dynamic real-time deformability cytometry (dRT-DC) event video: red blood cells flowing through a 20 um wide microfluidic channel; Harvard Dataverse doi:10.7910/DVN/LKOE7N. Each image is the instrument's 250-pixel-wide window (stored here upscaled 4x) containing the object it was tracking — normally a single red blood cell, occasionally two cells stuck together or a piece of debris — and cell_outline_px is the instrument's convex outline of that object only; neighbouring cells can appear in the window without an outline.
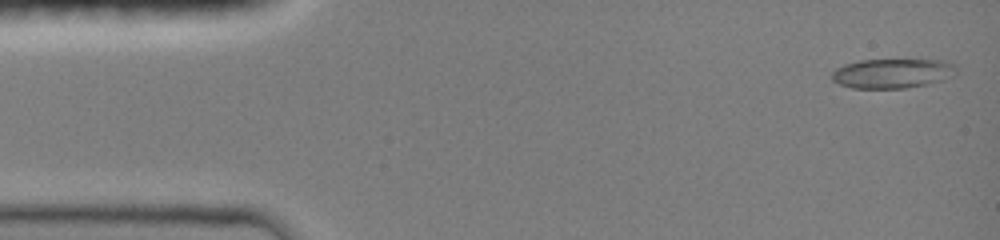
{"species": "common noctule bat (a hibernating species)", "species_latin": "Nyctalus noctula", "temperature_condition": "room temperature", "stored_images_in_passage": 46, "camera_frame_rate_fps": 3000, "um_per_image_px": 0.085, "animal": {"sex": "female", "body_mass_g": 19.0, "forearm_length_mm": 51.5}, "frame": {"image": 1, "passage_image": 1, "time_ms": 0.0, "image_size_px": [1000, 240], "cell_outline_px": [[956, 72], [944, 80], [904, 88], [852, 88], [840, 84], [832, 80], [832, 72], [836, 68], [844, 64], [860, 60], [940, 60], [956, 64]], "centroid_in_image_um": [75.83, 6.23], "position_along_channel_um": 9.2, "area_um2": 21.27}}
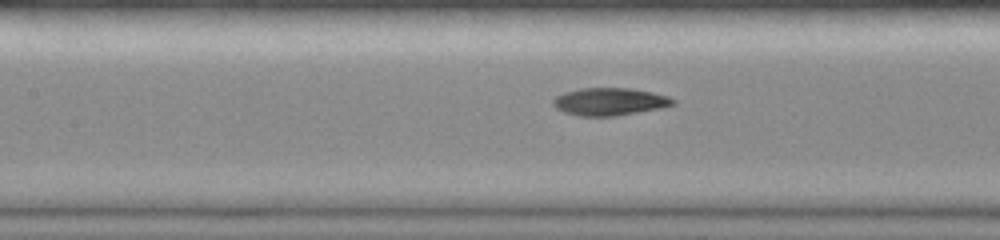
{"frame": {"image": 2, "passage_image": 20, "time_ms": 6.333, "image_size_px": [1000, 240], "cell_outline_px": [[676, 104], [660, 108], [616, 116], [580, 116], [564, 112], [556, 108], [552, 104], [552, 100], [556, 96], [564, 92], [580, 88], [632, 88], [652, 92], [668, 96], [676, 100]], "centroid_in_image_um": [51.82, 8.63], "position_along_channel_um": 155.6, "area_um2": 19.36}}
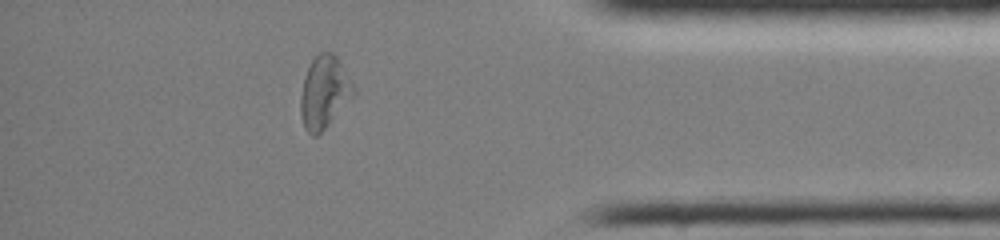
{"frame": {"image": 3, "passage_image": 40, "time_ms": 13.0, "image_size_px": [1000, 240], "cell_outline_px": [[356, 92], [324, 128], [316, 136], [312, 136], [304, 128], [300, 112], [300, 96], [304, 76], [312, 60], [320, 52], [332, 52], [340, 60], [356, 88]], "centroid_in_image_um": [27.55, 7.81], "position_along_channel_um": 407.6, "area_um2": 22.14}, "authors_computed_cell_mechanics": {"area_um2": 19.6809, "velocity_mm_per_s": 4.0413, "shape_relaxation_time_tau1_ms": 6.3872, "shape_relaxation_time_tau2_ms": 5.2428, "deformation_change_tau1": 0.2302, "deformation_change_tau2": 0.0966}}